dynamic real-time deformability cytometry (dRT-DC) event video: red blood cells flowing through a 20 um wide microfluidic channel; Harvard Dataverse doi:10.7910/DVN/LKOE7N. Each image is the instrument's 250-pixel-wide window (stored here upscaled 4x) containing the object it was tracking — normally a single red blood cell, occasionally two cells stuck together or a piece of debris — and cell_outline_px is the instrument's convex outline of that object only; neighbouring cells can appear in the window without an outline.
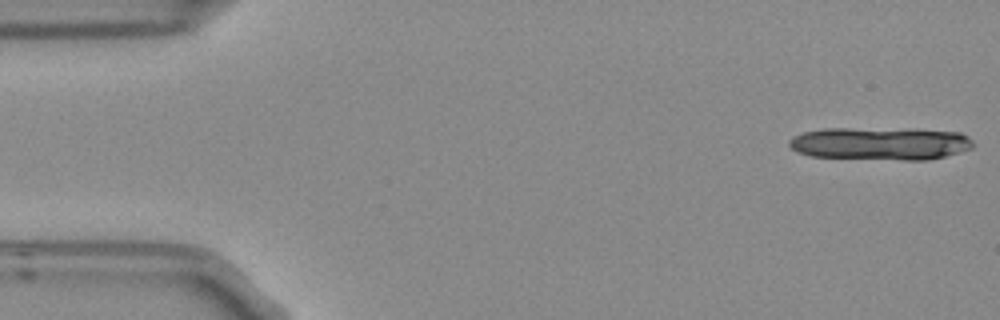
{"species": "Egyptian fruit bat (a non-hibernating species)", "species_latin": "Rousettus aegyptiacus", "temperature_condition": "room temperature", "stored_images_in_passage": 5, "camera_frame_rate_fps": 3000, "um_per_image_px": 0.085, "frame": {"image": 1, "passage_image": 1, "time_ms": 0.0, "image_size_px": [1000, 320], "cell_outline_px": [[976, 144], [972, 148], [960, 152], [928, 160], [904, 160], [812, 156], [796, 152], [788, 144], [788, 140], [792, 136], [804, 132], [824, 128], [916, 128], [960, 132], [968, 136]], "centroid_in_image_um": [74.87, 12.18], "position_along_channel_um": 10.1, "area_um2": 35.78}}
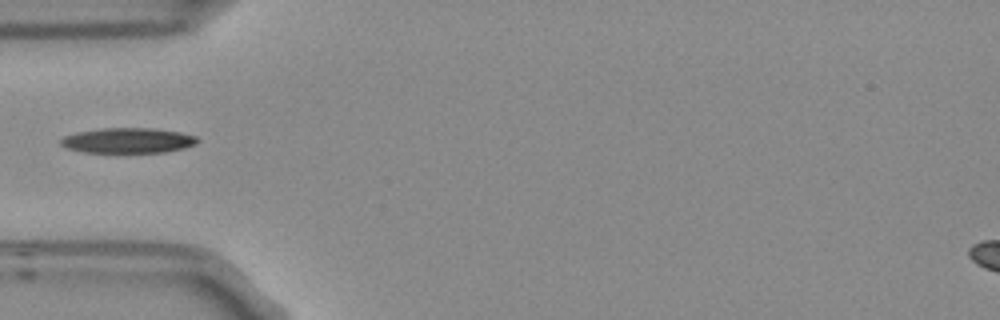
{"frame": {"image": 2, "passage_image": 5, "time_ms": 1.333, "image_size_px": [1000, 320], "cell_outline_px": [[200, 140], [196, 144], [184, 148], [164, 152], [84, 152], [68, 148], [60, 144], [60, 140], [64, 136], [76, 132], [100, 128], [152, 128], [180, 132], [196, 136]], "centroid_in_image_um": [10.89, 11.93], "position_along_channel_um": 74.1, "area_um2": 20.06}}